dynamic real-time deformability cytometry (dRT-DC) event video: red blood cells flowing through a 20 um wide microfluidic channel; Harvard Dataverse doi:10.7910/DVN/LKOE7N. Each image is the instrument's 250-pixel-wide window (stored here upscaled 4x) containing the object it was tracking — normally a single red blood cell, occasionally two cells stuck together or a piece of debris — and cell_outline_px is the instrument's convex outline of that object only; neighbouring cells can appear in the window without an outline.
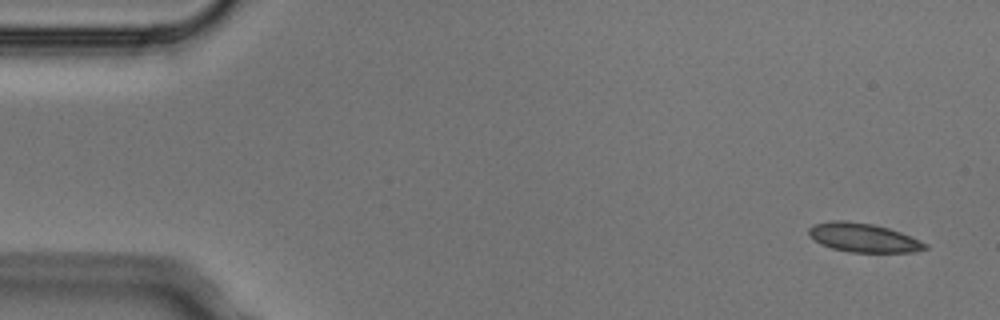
{"species": "Egyptian fruit bat (a non-hibernating species)", "species_latin": "Rousettus aegyptiacus", "temperature_condition": "cold", "stored_images_in_passage": 5, "camera_frame_rate_fps": 3000, "um_per_image_px": 0.085, "animal": {"sex": "male"}, "frame": {"image": 1, "passage_image": 1, "time_ms": 0.0, "image_size_px": [1000, 320], "cell_outline_px": [[928, 248], [908, 252], [848, 252], [832, 248], [820, 244], [808, 232], [808, 228], [812, 224], [828, 220], [844, 220], [872, 224], [888, 228], [900, 232], [928, 244]], "centroid_in_image_um": [73.34, 20.19], "position_along_channel_um": 11.7, "area_um2": 19.48}}
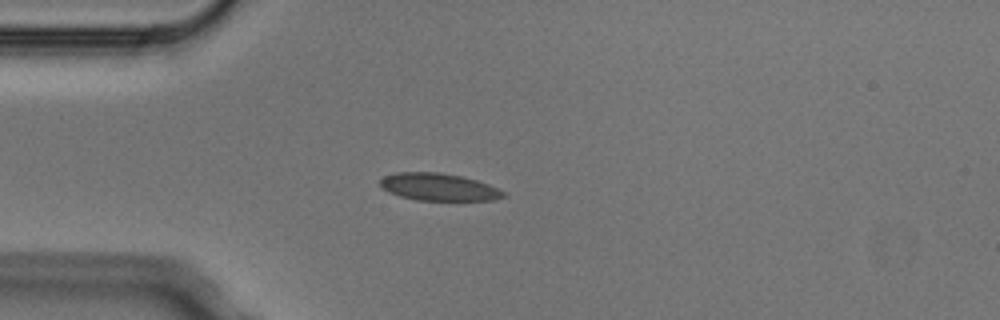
{"frame": {"image": 2, "passage_image": 4, "time_ms": 1.0, "image_size_px": [1000, 320], "cell_outline_px": [[508, 196], [492, 200], [416, 200], [400, 196], [388, 192], [380, 188], [380, 180], [384, 176], [396, 172], [440, 172], [460, 176], [476, 180], [488, 184], [504, 192]], "centroid_in_image_um": [37.25, 15.89], "position_along_channel_um": 47.7, "area_um2": 19.65}}